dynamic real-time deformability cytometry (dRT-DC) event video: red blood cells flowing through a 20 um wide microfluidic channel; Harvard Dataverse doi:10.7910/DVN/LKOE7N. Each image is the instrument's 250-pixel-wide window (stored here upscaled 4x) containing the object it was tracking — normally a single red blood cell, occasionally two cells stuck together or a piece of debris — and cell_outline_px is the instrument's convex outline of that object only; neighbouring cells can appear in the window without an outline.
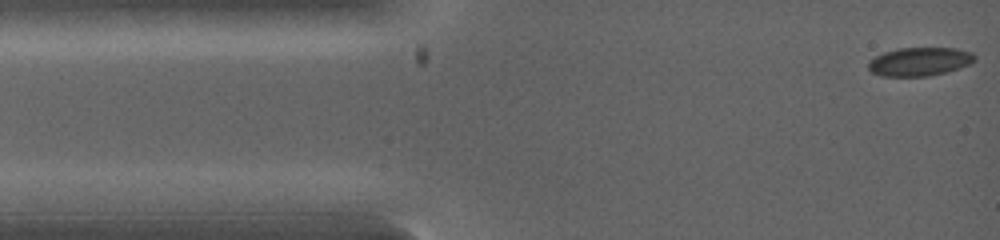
{"species": "common noctule bat (a hibernating species)", "species_latin": "Nyctalus noctula", "temperature_condition": "warm", "stored_images_in_passage": 2, "camera_frame_rate_fps": 5000, "um_per_image_px": 0.085, "animal": {"sex": "female", "body_mass_g": 19.0, "forearm_length_mm": 53.3}, "frame": {"image": 1, "passage_image": 2, "time_ms": 0.6, "image_size_px": [1000, 240], "cell_outline_px": [[976, 60], [960, 68], [948, 72], [928, 76], [880, 76], [872, 72], [868, 68], [868, 60], [884, 52], [896, 48], [956, 48], [972, 52], [976, 56]], "centroid_in_image_um": [78.17, 5.23], "position_along_channel_um": 6.8, "area_um2": 17.86}}